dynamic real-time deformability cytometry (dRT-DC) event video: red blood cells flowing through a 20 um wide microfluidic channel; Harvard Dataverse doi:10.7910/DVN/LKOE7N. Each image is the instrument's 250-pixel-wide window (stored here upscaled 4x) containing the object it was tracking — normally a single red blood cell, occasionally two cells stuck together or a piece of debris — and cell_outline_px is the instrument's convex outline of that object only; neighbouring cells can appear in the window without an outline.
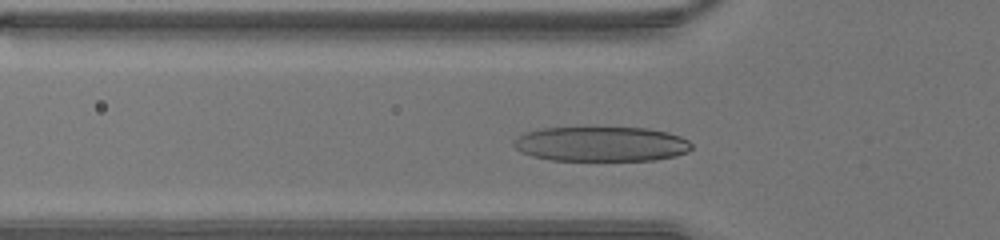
{"species": "human", "species_latin": "Homo sapiens", "temperature_condition": "warm", "stored_images_in_passage": 31, "camera_frame_rate_fps": 3000, "um_per_image_px": 0.085, "donor": {"sex": "male"}, "frame": {"image": 1, "passage_image": 9, "time_ms": 2.667, "image_size_px": [1000, 240], "cell_outline_px": [[692, 148], [688, 152], [676, 156], [652, 160], [552, 160], [532, 156], [520, 152], [512, 144], [520, 136], [528, 132], [540, 128], [648, 128], [668, 132], [680, 136], [688, 140], [692, 144]], "centroid_in_image_um": [51.14, 12.24], "position_along_channel_um": 74.7, "area_um2": 35.95}}
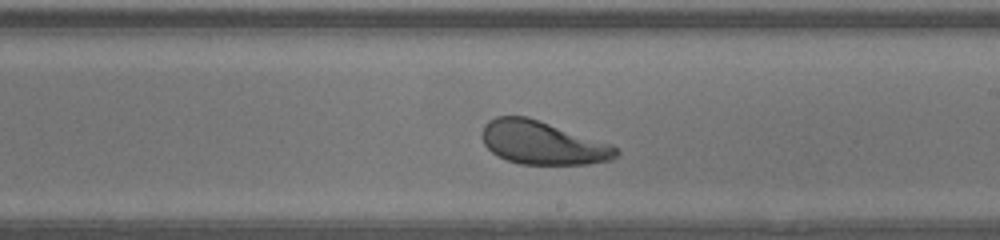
{"frame": {"image": 2, "passage_image": 20, "time_ms": 6.333, "image_size_px": [1000, 240], "cell_outline_px": [[620, 156], [612, 160], [588, 164], [520, 164], [508, 160], [492, 152], [484, 144], [480, 136], [480, 132], [484, 124], [488, 120], [496, 116], [528, 116], [612, 144], [620, 152]], "centroid_in_image_um": [46.12, 12.13], "position_along_channel_um": 242.9, "area_um2": 34.16}}
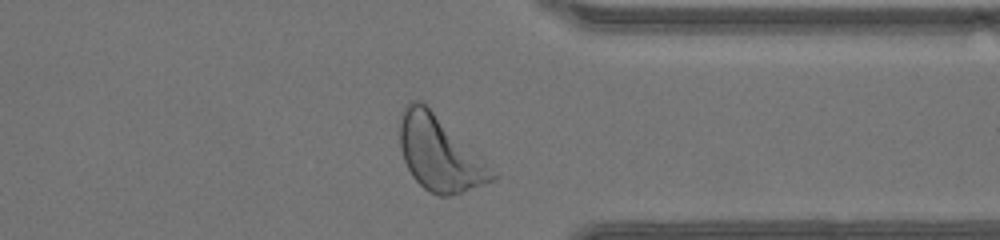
{"frame": {"image": 3, "passage_image": 29, "time_ms": 9.333, "image_size_px": [1000, 240], "cell_outline_px": [[496, 180], [448, 196], [440, 196], [424, 188], [412, 176], [404, 160], [400, 148], [400, 112], [404, 104], [408, 100], [424, 100], [496, 172]], "centroid_in_image_um": [37.33, 12.97], "position_along_channel_um": 374.1, "area_um2": 40.29}}